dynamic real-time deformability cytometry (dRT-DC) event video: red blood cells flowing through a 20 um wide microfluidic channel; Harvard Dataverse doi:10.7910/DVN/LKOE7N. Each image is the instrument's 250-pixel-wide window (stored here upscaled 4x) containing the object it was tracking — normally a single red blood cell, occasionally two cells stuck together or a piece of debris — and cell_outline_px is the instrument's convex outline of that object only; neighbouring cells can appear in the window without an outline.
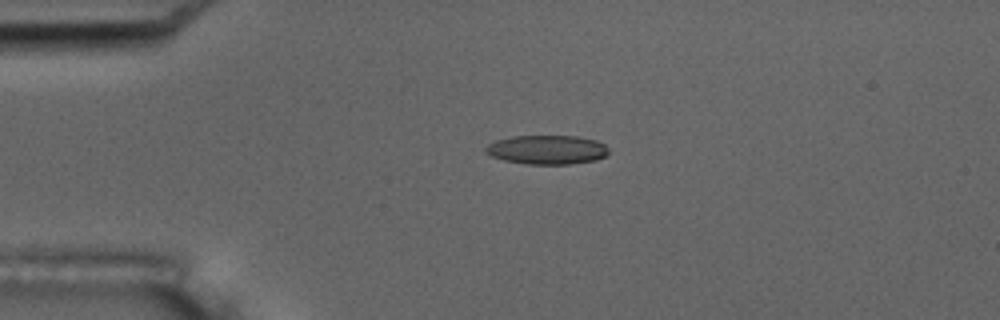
{"species": "common noctule bat (a hibernating species)", "species_latin": "Nyctalus noctula", "temperature_condition": "room temperature", "stored_images_in_passage": 2, "camera_frame_rate_fps": 3000, "um_per_image_px": 0.085, "animal": {"sex": "male", "body_mass_g": 17.5, "forearm_length_mm": 52.3}, "frame": {"image": 1, "passage_image": 1, "time_ms": 0.0, "image_size_px": [1000, 320], "cell_outline_px": [[608, 152], [604, 156], [596, 160], [568, 164], [528, 164], [504, 160], [492, 156], [484, 152], [484, 148], [488, 144], [496, 140], [512, 136], [576, 136], [596, 140], [604, 144], [608, 148]], "centroid_in_image_um": [46.47, 12.72], "position_along_channel_um": 38.5, "area_um2": 20.81}}